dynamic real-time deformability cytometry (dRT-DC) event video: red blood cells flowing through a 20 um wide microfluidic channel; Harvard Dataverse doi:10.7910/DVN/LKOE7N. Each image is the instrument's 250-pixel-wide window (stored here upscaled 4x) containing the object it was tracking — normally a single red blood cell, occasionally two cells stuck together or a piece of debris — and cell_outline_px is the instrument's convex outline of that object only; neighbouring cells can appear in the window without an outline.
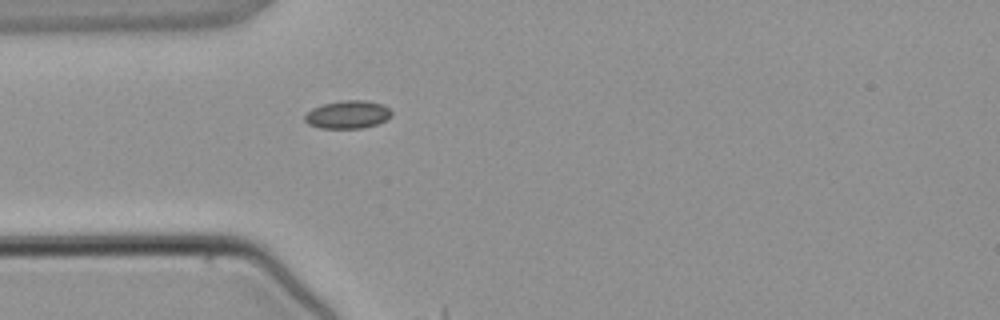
{"species": "common noctule bat (a hibernating species)", "species_latin": "Nyctalus noctula", "temperature_condition": "warm", "stored_images_in_passage": 2, "camera_frame_rate_fps": 3000, "um_per_image_px": 0.085, "animal": {"sex": "male", "body_mass_g": 21.5, "forearm_length_mm": 52.0}, "frame": {"image": 1, "passage_image": 1, "time_ms": 0.0, "image_size_px": [1000, 320], "cell_outline_px": [[392, 116], [376, 124], [360, 128], [320, 128], [308, 124], [304, 120], [304, 116], [312, 108], [324, 104], [344, 100], [368, 100], [384, 104], [392, 112]], "centroid_in_image_um": [29.56, 9.73], "position_along_channel_um": 55.4, "area_um2": 14.1}}